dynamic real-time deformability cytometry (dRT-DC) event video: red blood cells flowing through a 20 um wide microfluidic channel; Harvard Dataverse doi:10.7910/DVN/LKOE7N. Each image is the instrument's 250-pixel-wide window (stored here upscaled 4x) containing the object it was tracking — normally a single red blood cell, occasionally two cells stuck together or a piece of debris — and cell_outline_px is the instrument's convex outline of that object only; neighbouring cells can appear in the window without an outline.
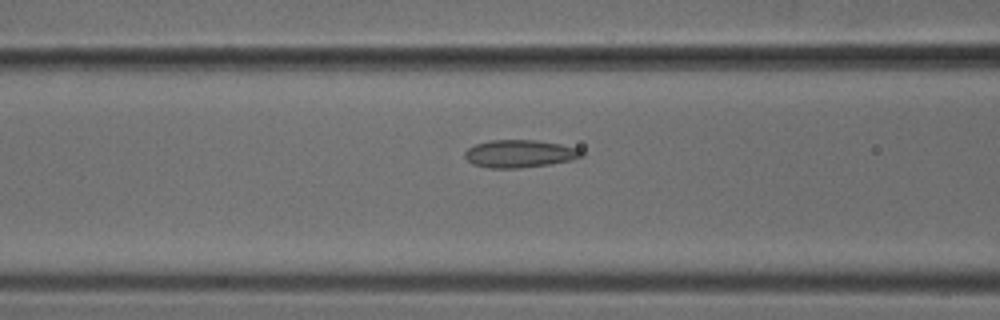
{"species": "common noctule bat (a hibernating species)", "species_latin": "Nyctalus noctula", "temperature_condition": "cold", "stored_images_in_passage": 51, "camera_frame_rate_fps": 3000, "um_per_image_px": 0.085, "animal": {"sex": "male", "body_mass_g": 18.8}, "frame": {"image": 1, "passage_image": 21, "time_ms": 6.667, "image_size_px": [1000, 320], "cell_outline_px": [[584, 156], [572, 160], [548, 164], [520, 168], [488, 168], [472, 164], [464, 156], [464, 152], [468, 148], [476, 144], [492, 140], [536, 140], [560, 144], [576, 148], [584, 152]], "centroid_in_image_um": [44.16, 13.07], "position_along_channel_um": 122.4, "area_um2": 18.79}}
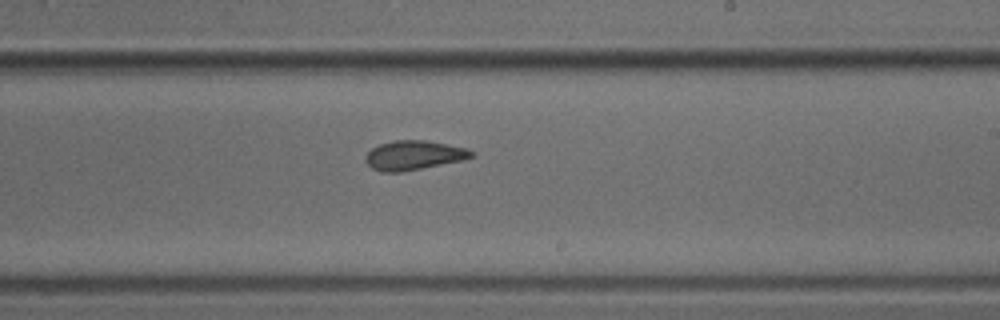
{"frame": {"image": 2, "passage_image": 31, "time_ms": 10.0, "image_size_px": [1000, 320], "cell_outline_px": [[476, 156], [464, 160], [400, 172], [380, 172], [372, 168], [364, 160], [364, 156], [372, 148], [380, 144], [392, 140], [424, 140], [468, 148], [476, 152]], "centroid_in_image_um": [35.19, 13.19], "position_along_channel_um": 253.8, "area_um2": 18.26}}
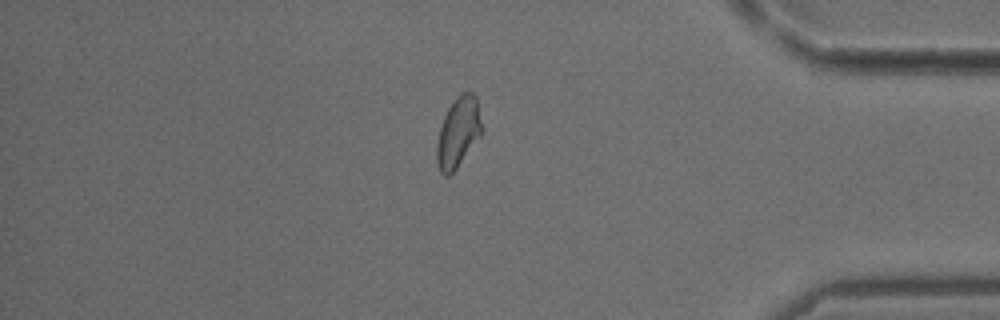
{"frame": {"image": 3, "passage_image": 44, "time_ms": 14.333, "image_size_px": [1000, 320], "cell_outline_px": [[484, 132], [456, 168], [448, 176], [444, 176], [440, 172], [436, 160], [436, 148], [440, 128], [444, 116], [448, 108], [456, 96], [460, 92], [472, 92], [476, 96], [484, 128]], "centroid_in_image_um": [38.98, 11.22], "position_along_channel_um": 396.2, "area_um2": 18.67}}